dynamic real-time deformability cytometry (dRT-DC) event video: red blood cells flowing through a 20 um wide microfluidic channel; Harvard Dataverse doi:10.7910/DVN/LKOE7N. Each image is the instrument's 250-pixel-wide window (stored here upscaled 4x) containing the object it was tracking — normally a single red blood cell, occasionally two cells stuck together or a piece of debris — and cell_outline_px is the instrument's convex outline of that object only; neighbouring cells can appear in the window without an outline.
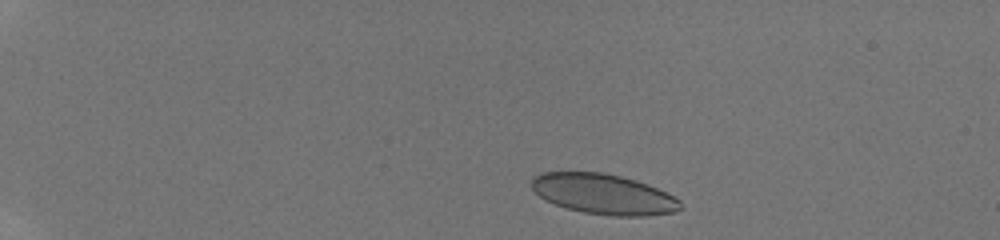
{"species": "human", "species_latin": "Homo sapiens", "temperature_condition": "room temperature", "stored_images_in_passage": 41, "camera_frame_rate_fps": 3000, "um_per_image_px": 0.085, "donor": {"sex": "male"}, "frame": {"image": 1, "passage_image": 1, "time_ms": 0.0, "image_size_px": [1000, 240], "cell_outline_px": [[680, 208], [672, 212], [648, 216], [612, 216], [584, 212], [568, 208], [544, 200], [532, 188], [532, 176], [540, 172], [604, 172], [636, 180], [648, 184], [680, 200]], "centroid_in_image_um": [51.27, 16.49], "position_along_channel_um": 33.7, "area_um2": 34.74}}
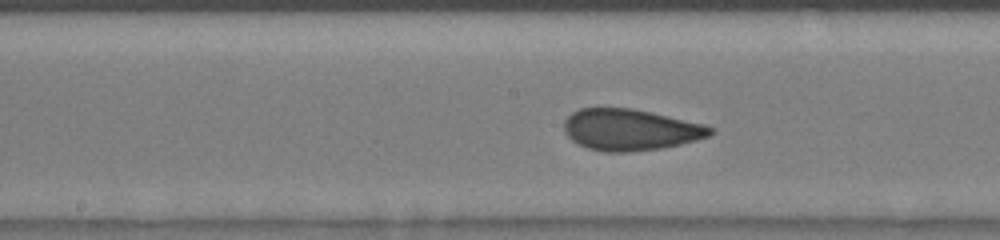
{"frame": {"image": 2, "passage_image": 20, "time_ms": 6.333, "image_size_px": [1000, 240], "cell_outline_px": [[716, 132], [708, 136], [696, 140], [664, 148], [628, 152], [604, 152], [588, 148], [576, 144], [564, 132], [564, 120], [572, 112], [580, 108], [632, 108], [652, 112], [704, 124], [712, 128]], "centroid_in_image_um": [53.56, 11.03], "position_along_channel_um": 194.6, "area_um2": 35.43}}
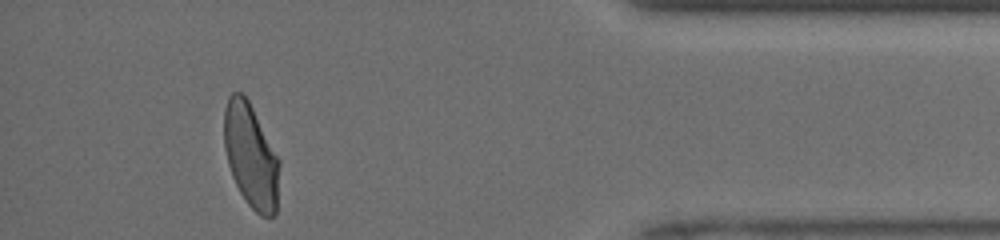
{"frame": {"image": 3, "passage_image": 38, "time_ms": 12.333, "image_size_px": [1000, 240], "cell_outline_px": [[280, 164], [276, 216], [260, 216], [248, 204], [240, 192], [232, 176], [228, 164], [224, 148], [224, 108], [228, 96], [232, 92], [240, 92], [248, 100], [280, 160]], "centroid_in_image_um": [21.32, 13.26], "position_along_channel_um": 413.9, "area_um2": 33.58}}